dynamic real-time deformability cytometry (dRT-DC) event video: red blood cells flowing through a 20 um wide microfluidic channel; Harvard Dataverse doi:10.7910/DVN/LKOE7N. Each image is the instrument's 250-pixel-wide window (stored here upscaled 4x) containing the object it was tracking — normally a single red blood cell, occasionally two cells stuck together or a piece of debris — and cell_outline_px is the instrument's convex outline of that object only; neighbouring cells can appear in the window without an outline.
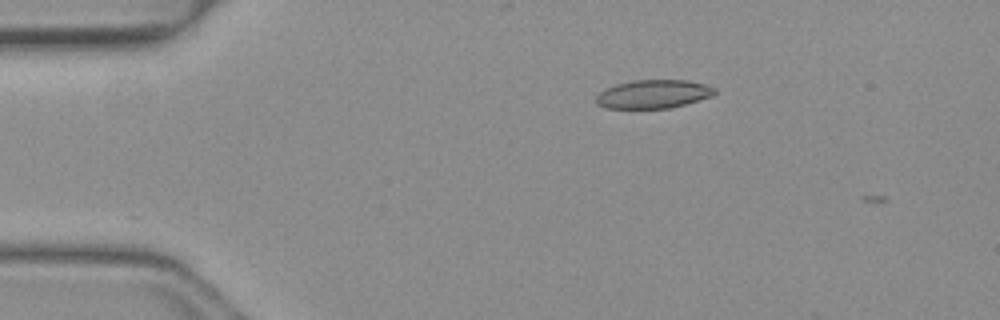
{"species": "common noctule bat (a hibernating species)", "species_latin": "Nyctalus noctula", "temperature_condition": "warm", "stored_images_in_passage": 2, "camera_frame_rate_fps": 3000, "um_per_image_px": 0.085, "animal": {"sex": "female", "body_mass_g": 19.3, "forearm_length_mm": 54.1}, "frame": {"image": 1, "passage_image": 1, "time_ms": 0.0, "image_size_px": [1000, 320], "cell_outline_px": [[716, 92], [712, 96], [684, 104], [668, 108], [604, 108], [596, 104], [596, 96], [604, 88], [616, 84], [632, 80], [688, 80], [704, 84], [716, 88]], "centroid_in_image_um": [55.5, 7.99], "position_along_channel_um": 29.5, "area_um2": 19.71}}